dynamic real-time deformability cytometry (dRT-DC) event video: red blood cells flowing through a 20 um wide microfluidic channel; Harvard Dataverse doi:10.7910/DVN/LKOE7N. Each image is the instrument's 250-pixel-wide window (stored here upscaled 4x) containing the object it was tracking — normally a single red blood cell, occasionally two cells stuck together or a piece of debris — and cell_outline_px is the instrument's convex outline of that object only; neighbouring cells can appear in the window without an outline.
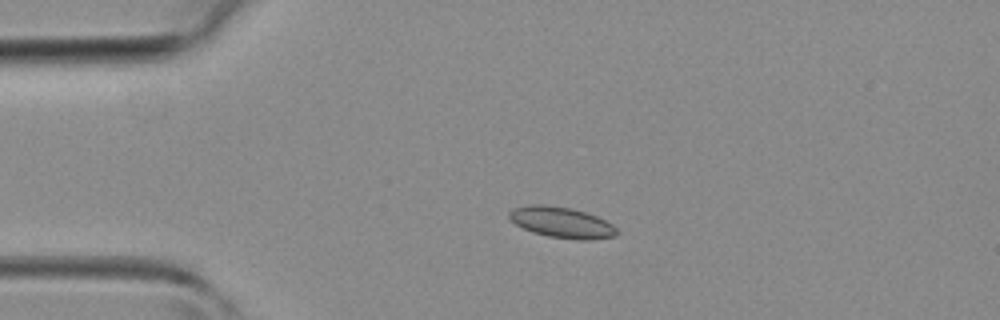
{"species": "common noctule bat (a hibernating species)", "species_latin": "Nyctalus noctula", "temperature_condition": "room temperature", "stored_images_in_passage": 41, "camera_frame_rate_fps": 3000, "um_per_image_px": 0.085, "animal": {"sex": "female", "body_mass_g": 19.3, "forearm_length_mm": 54.1}, "frame": {"image": 1, "passage_image": 9, "time_ms": 2.667, "image_size_px": [1000, 320], "cell_outline_px": [[620, 232], [616, 236], [588, 240], [576, 240], [548, 236], [532, 232], [516, 224], [508, 216], [508, 212], [512, 208], [528, 204], [544, 204], [572, 208], [596, 216], [612, 224]], "centroid_in_image_um": [47.73, 18.9], "position_along_channel_um": 37.3, "area_um2": 19.48}}
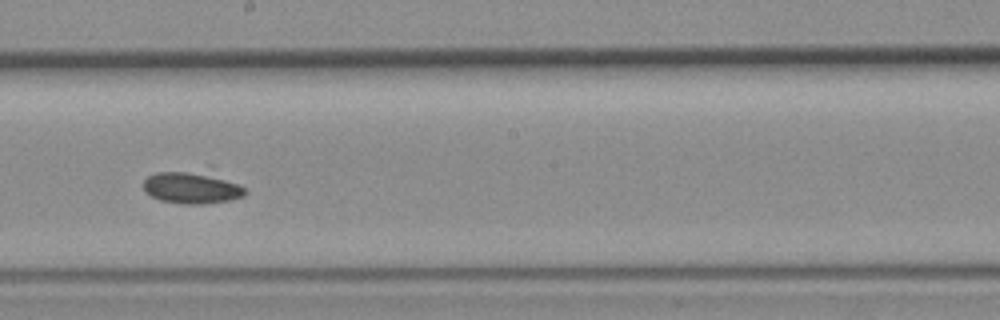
{"frame": {"image": 2, "passage_image": 23, "time_ms": 7.333, "image_size_px": [1000, 320], "cell_outline_px": [[248, 192], [244, 196], [228, 200], [204, 204], [184, 204], [160, 200], [152, 196], [144, 188], [144, 180], [148, 176], [156, 172], [184, 172], [224, 180], [240, 184]], "centroid_in_image_um": [16.26, 16.01], "position_along_channel_um": 231.9, "area_um2": 17.8}}
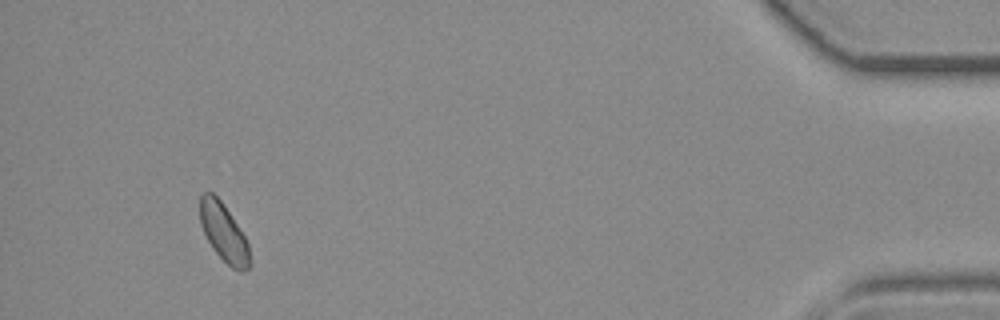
{"frame": {"image": 3, "passage_image": 39, "time_ms": 12.667, "image_size_px": [1000, 320], "cell_outline_px": [[252, 264], [244, 272], [240, 272], [232, 268], [212, 248], [200, 224], [200, 196], [204, 192], [212, 192], [224, 204], [244, 236], [248, 244]], "centroid_in_image_um": [19.03, 19.79], "position_along_channel_um": 416.2, "area_um2": 16.76}}